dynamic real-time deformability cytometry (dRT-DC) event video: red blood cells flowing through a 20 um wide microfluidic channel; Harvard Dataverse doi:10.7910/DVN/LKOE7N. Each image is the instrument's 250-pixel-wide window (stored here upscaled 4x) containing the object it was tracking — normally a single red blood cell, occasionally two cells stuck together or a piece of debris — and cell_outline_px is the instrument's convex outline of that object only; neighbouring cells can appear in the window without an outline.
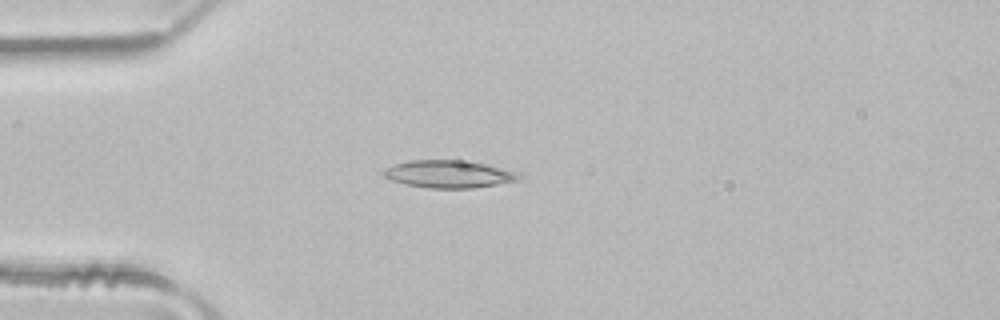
{"species": "common noctule bat (a hibernating species)", "species_latin": "Nyctalus noctula", "temperature_condition": "room temperature", "stored_images_in_passage": 3, "camera_frame_rate_fps": 3000, "um_per_image_px": 0.085, "animal": {"sex": "male", "body_mass_g": 21.5, "forearm_length_mm": 52.0}, "frame": {"image": 1, "passage_image": 3, "time_ms": 0.667, "image_size_px": [1000, 320], "cell_outline_px": [[524, 176], [520, 180], [472, 188], [428, 188], [404, 184], [392, 180], [384, 176], [380, 172], [396, 164], [408, 160], [472, 160], [520, 172]], "centroid_in_image_um": [38.22, 14.78], "position_along_channel_um": 46.8, "area_um2": 22.02}}